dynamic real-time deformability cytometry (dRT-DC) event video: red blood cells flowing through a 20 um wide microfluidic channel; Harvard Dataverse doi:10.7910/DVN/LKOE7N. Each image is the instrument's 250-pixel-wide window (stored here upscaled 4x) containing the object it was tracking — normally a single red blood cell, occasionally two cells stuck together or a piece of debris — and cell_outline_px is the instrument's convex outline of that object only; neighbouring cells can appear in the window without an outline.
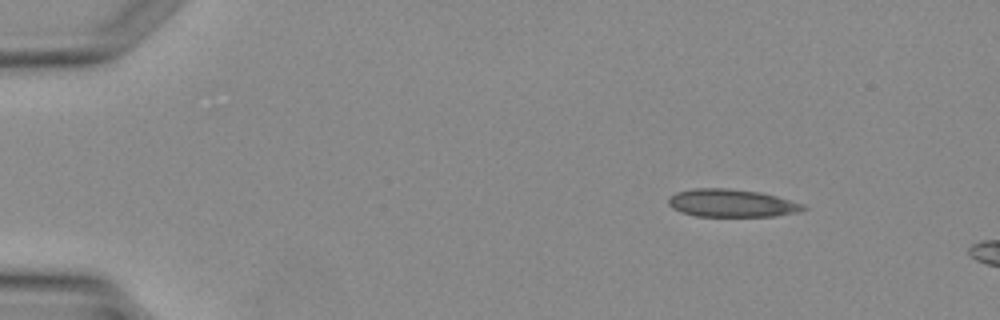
{"species": "Egyptian fruit bat (a non-hibernating species)", "species_latin": "Rousettus aegyptiacus", "temperature_condition": "warm", "stored_images_in_passage": 4, "camera_frame_rate_fps": 3000, "um_per_image_px": 0.085, "animal": {"sex": "female"}, "frame": {"image": 1, "passage_image": 1, "time_ms": 0.0, "image_size_px": [1000, 320], "cell_outline_px": [[808, 208], [796, 212], [772, 216], [696, 216], [680, 212], [672, 208], [668, 204], [668, 200], [676, 192], [696, 188], [728, 188], [760, 192], [776, 196], [804, 204]], "centroid_in_image_um": [62.17, 17.26], "position_along_channel_um": 22.8, "area_um2": 21.73}}
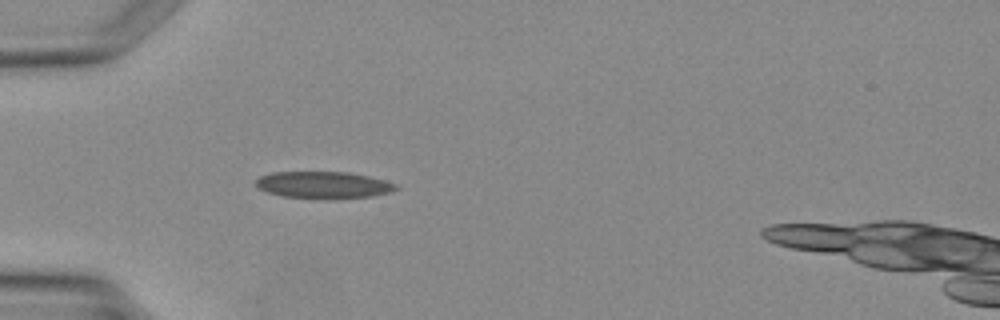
{"frame": {"image": 2, "passage_image": 3, "time_ms": 2.333, "image_size_px": [1000, 320], "cell_outline_px": [[400, 188], [392, 192], [372, 196], [336, 200], [328, 200], [280, 196], [268, 192], [260, 188], [256, 184], [256, 180], [260, 176], [272, 172], [348, 172], [368, 176], [384, 180], [396, 184]], "centroid_in_image_um": [27.54, 15.74], "position_along_channel_um": 57.5, "area_um2": 22.37}}